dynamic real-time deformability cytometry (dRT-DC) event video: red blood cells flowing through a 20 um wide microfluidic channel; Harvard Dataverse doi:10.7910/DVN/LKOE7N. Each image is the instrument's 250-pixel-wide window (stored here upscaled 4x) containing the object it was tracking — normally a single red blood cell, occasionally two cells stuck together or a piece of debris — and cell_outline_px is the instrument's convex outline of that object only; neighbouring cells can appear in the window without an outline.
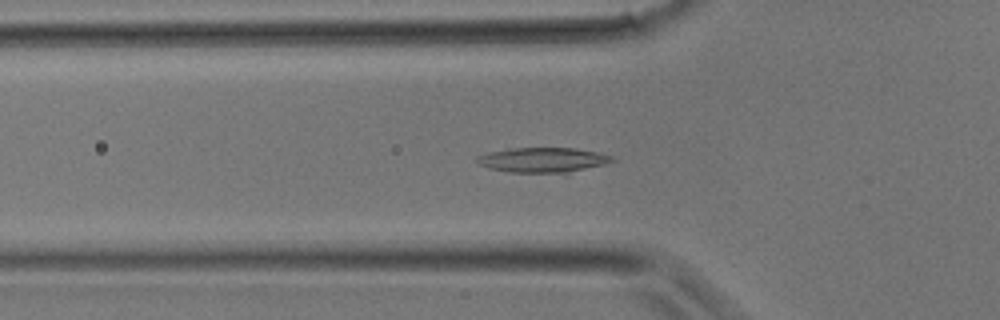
{"species": "common noctule bat (a hibernating species)", "species_latin": "Nyctalus noctula", "temperature_condition": "room temperature", "stored_images_in_passage": 19, "camera_frame_rate_fps": 3000, "um_per_image_px": 0.085, "animal": {"sex": "male", "body_mass_g": 17.9}, "frame": {"image": 1, "passage_image": 5, "time_ms": 1.333, "image_size_px": [1000, 320], "cell_outline_px": [[616, 160], [568, 176], [508, 172], [488, 168], [476, 164], [476, 156], [488, 152], [508, 148], [576, 148], [596, 152], [612, 156]], "centroid_in_image_um": [46.16, 13.65], "position_along_channel_um": 79.6, "area_um2": 20.87}}
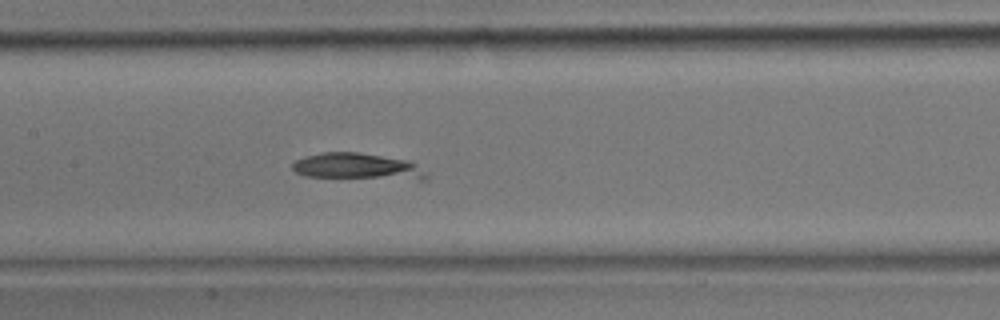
{"frame": {"image": 2, "passage_image": 10, "time_ms": 3.0, "image_size_px": [1000, 320], "cell_outline_px": [[428, 180], [420, 180], [304, 176], [296, 172], [292, 168], [292, 164], [296, 160], [320, 152], [356, 152], [408, 160], [416, 164], [428, 176]], "centroid_in_image_um": [30.41, 14.16], "position_along_channel_um": 177.0, "area_um2": 20.58}}
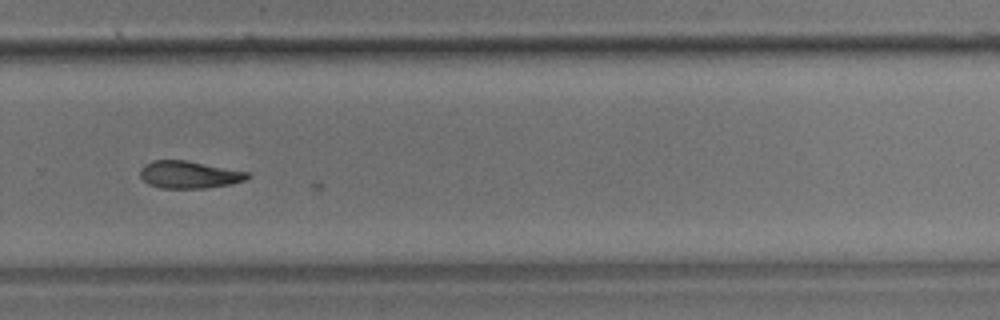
{"frame": {"image": 3, "passage_image": 17, "time_ms": 5.333, "image_size_px": [1000, 320], "cell_outline_px": [[252, 176], [244, 180], [232, 184], [208, 188], [160, 188], [148, 184], [140, 176], [140, 168], [144, 164], [152, 160], [184, 160], [252, 172]], "centroid_in_image_um": [16.1, 14.84], "position_along_channel_um": 313.7, "area_um2": 17.34}}